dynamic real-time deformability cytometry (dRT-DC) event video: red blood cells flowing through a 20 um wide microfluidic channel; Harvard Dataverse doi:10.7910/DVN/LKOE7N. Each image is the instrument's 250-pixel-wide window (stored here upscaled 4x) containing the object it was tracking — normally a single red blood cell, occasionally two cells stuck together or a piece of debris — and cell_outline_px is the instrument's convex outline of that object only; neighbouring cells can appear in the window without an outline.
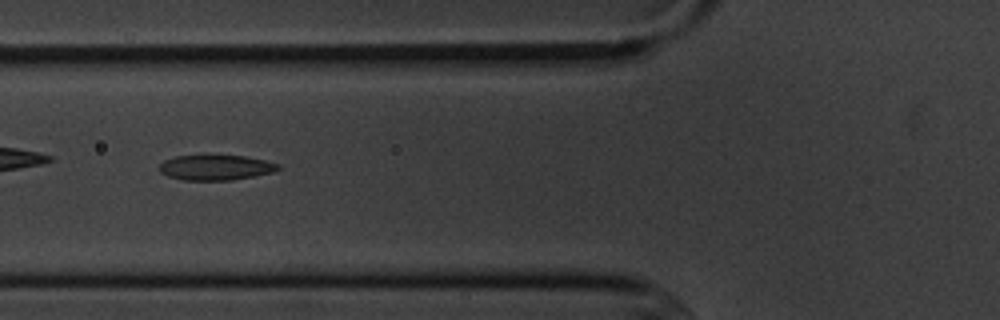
{"species": "common noctule bat (a hibernating species)", "species_latin": "Nyctalus noctula", "temperature_condition": "cold", "stored_images_in_passage": 13, "camera_frame_rate_fps": 3000, "um_per_image_px": 0.085, "animal": {"sex": "male", "body_mass_g": 20.1, "forearm_length_mm": 53.5}, "frame": {"image": 1, "passage_image": 4, "time_ms": 4.333, "image_size_px": [1000, 320], "cell_outline_px": [[280, 168], [272, 172], [232, 180], [180, 180], [168, 176], [160, 172], [160, 164], [164, 160], [176, 156], [204, 152], [244, 156], [264, 160], [280, 164]], "centroid_in_image_um": [18.28, 14.19], "position_along_channel_um": 107.5, "area_um2": 18.21}}
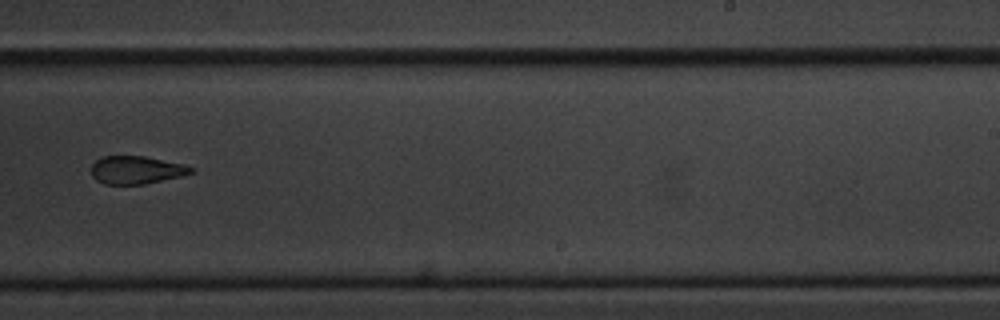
{"frame": {"image": 2, "passage_image": 8, "time_ms": 9.0, "image_size_px": [1000, 320], "cell_outline_px": [[196, 172], [180, 176], [144, 184], [104, 184], [96, 180], [92, 176], [92, 164], [100, 156], [144, 156], [184, 164], [196, 168]], "centroid_in_image_um": [11.6, 14.44], "position_along_channel_um": 277.4, "area_um2": 16.3}}
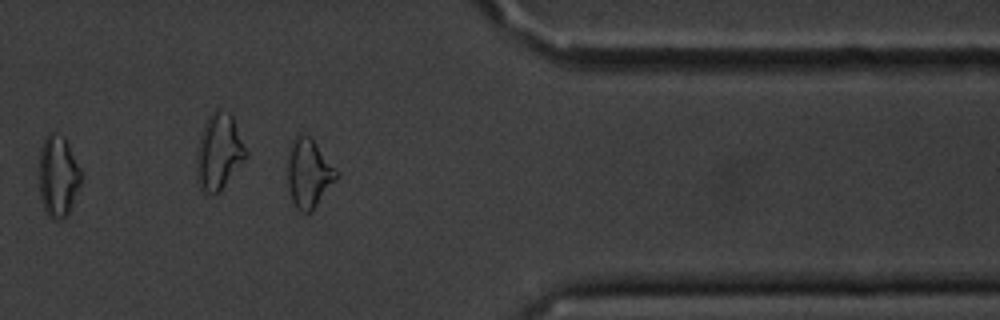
{"frame": {"image": 3, "passage_image": 11, "time_ms": 12.333, "image_size_px": [1000, 320], "cell_outline_px": [[340, 176], [312, 212], [300, 212], [296, 208], [292, 200], [288, 188], [288, 152], [292, 140], [296, 132], [300, 132], [308, 136], [316, 144], [340, 172]], "centroid_in_image_um": [26.26, 14.73], "position_along_channel_um": 385.1, "area_um2": 20.0}, "authors_computed_cell_mechanics": {"area_um2": 18.207, "velocity_mm_per_s": 3.6326, "shape_relaxation_time_tau1_ms": 3.3273, "shape_relaxation_time_tau2_ms": 4.1287, "deformation_change_tau1": 0.0883, "deformation_change_tau2": 0.0989}}